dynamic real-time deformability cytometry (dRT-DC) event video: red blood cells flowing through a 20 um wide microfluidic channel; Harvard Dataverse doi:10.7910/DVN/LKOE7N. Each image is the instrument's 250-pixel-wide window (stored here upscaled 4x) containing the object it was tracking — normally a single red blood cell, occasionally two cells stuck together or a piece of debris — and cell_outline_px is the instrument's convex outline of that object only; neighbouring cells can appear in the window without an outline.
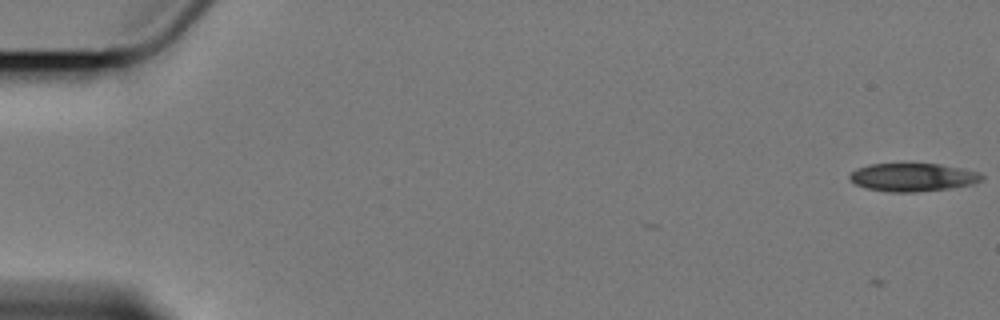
{"species": "Egyptian fruit bat (a non-hibernating species)", "species_latin": "Rousettus aegyptiacus", "temperature_condition": "cold", "stored_images_in_passage": 7, "camera_frame_rate_fps": 3000, "um_per_image_px": 0.085, "animal": {"sex": "female"}, "frame": {"image": 1, "passage_image": 2, "time_ms": 1.333, "image_size_px": [1000, 320], "cell_outline_px": [[984, 176], [980, 180], [972, 184], [948, 188], [916, 192], [892, 192], [868, 188], [856, 184], [848, 176], [856, 168], [868, 164], [940, 164], [960, 168], [976, 172]], "centroid_in_image_um": [77.55, 15.06], "position_along_channel_um": 7.4, "area_um2": 21.27}}